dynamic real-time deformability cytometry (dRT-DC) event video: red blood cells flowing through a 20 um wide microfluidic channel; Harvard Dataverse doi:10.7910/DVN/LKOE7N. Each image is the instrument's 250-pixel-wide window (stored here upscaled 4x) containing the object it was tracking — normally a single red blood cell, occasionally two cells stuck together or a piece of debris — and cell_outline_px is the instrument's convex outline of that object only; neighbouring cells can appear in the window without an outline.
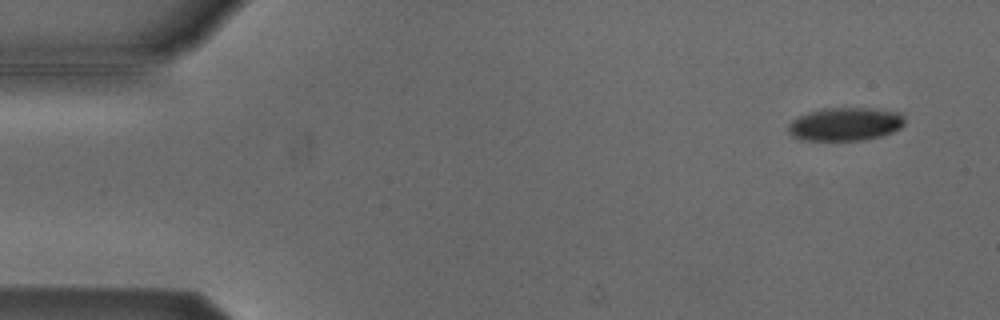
{"species": "Egyptian fruit bat (a non-hibernating species)", "species_latin": "Rousettus aegyptiacus", "temperature_condition": "cold", "stored_images_in_passage": 5, "camera_frame_rate_fps": 3000, "um_per_image_px": 0.085, "animal": {"sex": "male"}, "frame": {"image": 1, "passage_image": 1, "time_ms": 0.0, "image_size_px": [1000, 320], "cell_outline_px": [[904, 124], [900, 128], [892, 132], [880, 136], [860, 140], [800, 140], [792, 136], [788, 132], [788, 124], [792, 120], [808, 112], [824, 108], [872, 108], [900, 112], [904, 116]], "centroid_in_image_um": [71.84, 10.54], "position_along_channel_um": 13.2, "area_um2": 22.6}}
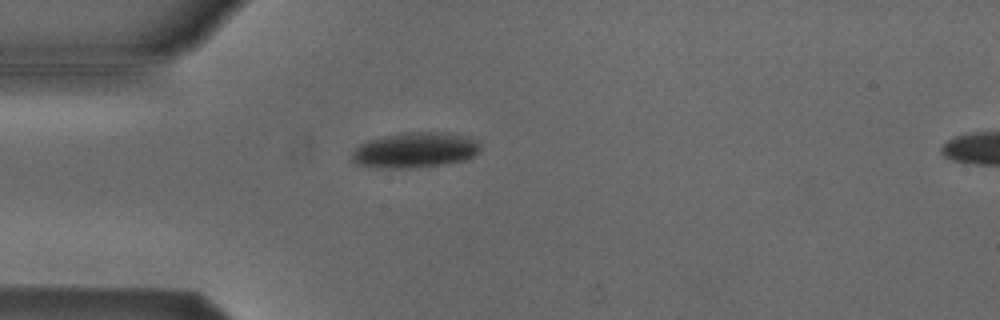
{"frame": {"image": 2, "passage_image": 4, "time_ms": 1.0, "image_size_px": [1000, 320], "cell_outline_px": [[480, 152], [476, 156], [468, 160], [448, 164], [412, 168], [376, 168], [356, 164], [352, 160], [352, 152], [360, 144], [368, 140], [400, 132], [448, 132], [464, 136], [476, 140], [480, 144]], "centroid_in_image_um": [35.31, 12.77], "position_along_channel_um": 49.7, "area_um2": 26.99}}